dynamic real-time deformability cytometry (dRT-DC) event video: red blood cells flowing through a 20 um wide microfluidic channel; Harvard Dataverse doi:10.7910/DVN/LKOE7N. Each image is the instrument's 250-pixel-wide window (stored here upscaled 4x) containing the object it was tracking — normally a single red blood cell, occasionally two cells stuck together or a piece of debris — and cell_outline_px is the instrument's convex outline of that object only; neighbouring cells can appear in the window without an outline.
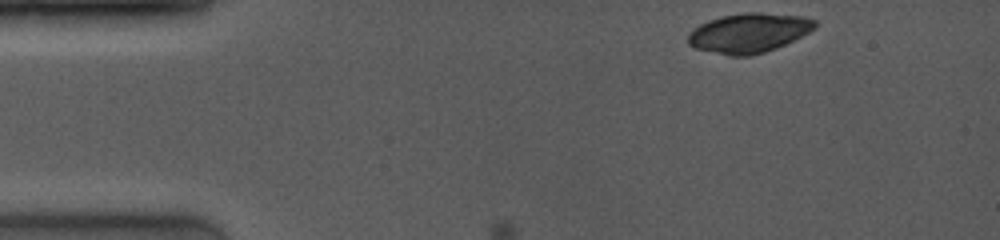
{"species": "common noctule bat (a hibernating species)", "species_latin": "Nyctalus noctula", "temperature_condition": "room temperature", "stored_images_in_passage": 7, "camera_frame_rate_fps": 4000, "um_per_image_px": 0.085, "animal": {"sex": "female", "body_mass_g": 19.0, "forearm_length_mm": 53.3}, "frame": {"image": 1, "passage_image": 1, "time_ms": 0.0, "image_size_px": [1000, 240], "cell_outline_px": [[816, 28], [776, 48], [764, 52], [748, 56], [728, 56], [696, 48], [688, 44], [688, 32], [700, 24], [708, 20], [720, 16], [744, 12], [760, 12], [804, 16], [816, 20]], "centroid_in_image_um": [63.63, 2.78], "position_along_channel_um": 21.4, "area_um2": 29.25}}